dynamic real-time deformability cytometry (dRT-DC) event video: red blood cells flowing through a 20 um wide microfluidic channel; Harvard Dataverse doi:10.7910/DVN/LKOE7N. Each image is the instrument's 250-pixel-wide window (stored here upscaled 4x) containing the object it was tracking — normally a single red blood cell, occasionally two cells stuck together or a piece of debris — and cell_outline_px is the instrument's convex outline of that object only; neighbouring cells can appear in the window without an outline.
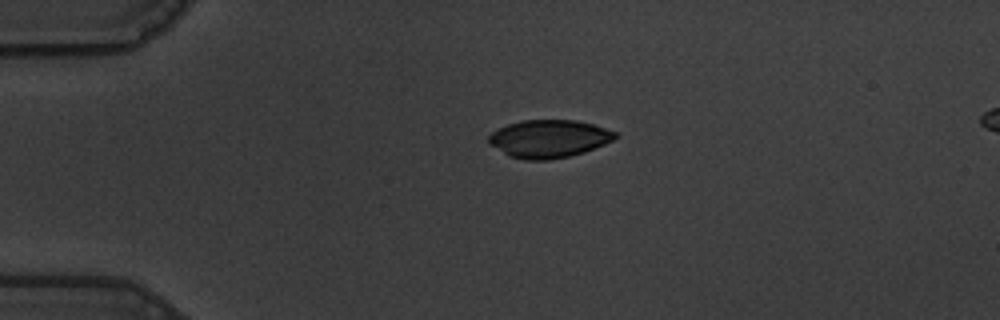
{"species": "common noctule bat (a hibernating species)", "species_latin": "Nyctalus noctula", "temperature_condition": "warm", "stored_images_in_passage": 45, "camera_frame_rate_fps": 3000, "um_per_image_px": 0.085, "animal": {"sex": "male", "body_mass_g": 19.5, "forearm_length_mm": 54.6}, "frame": {"image": 1, "passage_image": 1, "time_ms": 0.0, "image_size_px": [1000, 320], "cell_outline_px": [[620, 136], [604, 144], [584, 152], [568, 156], [548, 160], [524, 160], [508, 156], [488, 144], [488, 136], [496, 128], [508, 124], [524, 120], [576, 120], [592, 124], [616, 132]], "centroid_in_image_um": [46.61, 11.79], "position_along_channel_um": 38.4, "area_um2": 27.98}}
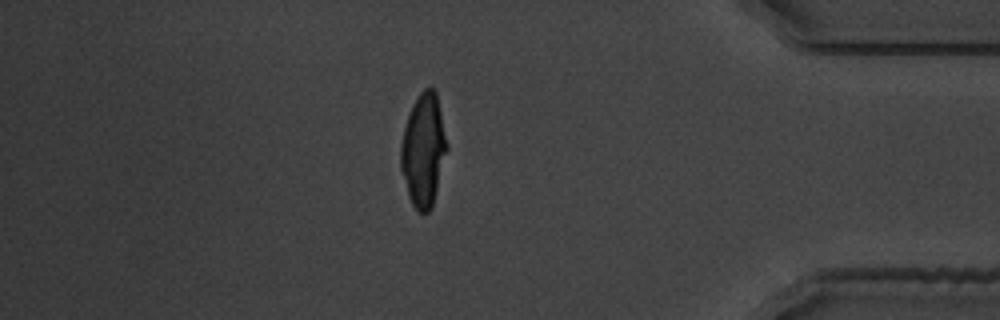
{"frame": {"image": 2, "passage_image": 37, "time_ms": 12.0, "image_size_px": [1000, 320], "cell_outline_px": [[448, 148], [432, 208], [428, 212], [420, 212], [412, 204], [408, 196], [400, 168], [400, 144], [404, 128], [412, 104], [420, 92], [424, 88], [432, 88], [436, 92], [448, 144]], "centroid_in_image_um": [35.99, 12.76], "position_along_channel_um": 399.2, "area_um2": 30.4}}
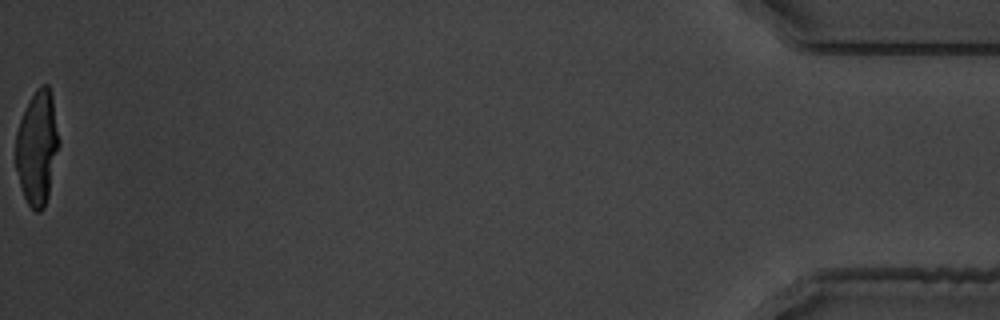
{"frame": {"image": 3, "passage_image": 45, "time_ms": 14.667, "image_size_px": [1000, 320], "cell_outline_px": [[60, 144], [48, 196], [44, 208], [40, 212], [36, 212], [28, 204], [24, 196], [20, 184], [16, 168], [16, 132], [20, 120], [36, 88], [40, 84], [48, 84], [52, 96], [60, 140]], "centroid_in_image_um": [3.19, 12.55], "position_along_channel_um": 432.0, "area_um2": 28.73}}